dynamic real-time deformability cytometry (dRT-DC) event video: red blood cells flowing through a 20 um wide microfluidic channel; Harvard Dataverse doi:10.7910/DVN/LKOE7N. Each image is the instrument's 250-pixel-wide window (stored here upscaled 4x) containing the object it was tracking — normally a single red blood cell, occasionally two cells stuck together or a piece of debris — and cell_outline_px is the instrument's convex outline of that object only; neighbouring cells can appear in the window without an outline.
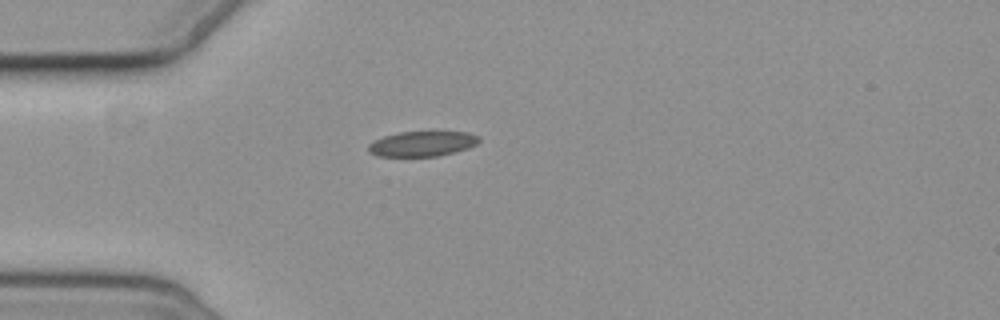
{"species": "common noctule bat (a hibernating species)", "species_latin": "Nyctalus noctula", "temperature_condition": "cold", "stored_images_in_passage": 1, "camera_frame_rate_fps": 3000, "um_per_image_px": 0.085, "animal": {"sex": "female", "body_mass_g": 19.3, "forearm_length_mm": 54.1}, "frame": {"image": 1, "passage_image": 1, "time_ms": 0.0, "image_size_px": [1000, 320], "cell_outline_px": [[480, 140], [476, 144], [468, 148], [440, 156], [376, 156], [368, 152], [368, 144], [372, 140], [384, 136], [400, 132], [468, 132], [480, 136]], "centroid_in_image_um": [35.87, 12.22], "position_along_channel_um": 49.1, "area_um2": 16.3}}